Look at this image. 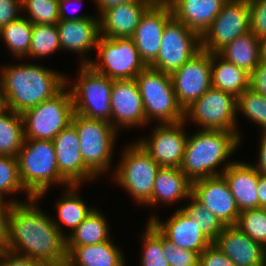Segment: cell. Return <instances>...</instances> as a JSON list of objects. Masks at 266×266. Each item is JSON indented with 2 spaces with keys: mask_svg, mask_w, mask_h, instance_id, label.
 Listing matches in <instances>:
<instances>
[{
  "mask_svg": "<svg viewBox=\"0 0 266 266\" xmlns=\"http://www.w3.org/2000/svg\"><path fill=\"white\" fill-rule=\"evenodd\" d=\"M33 197L13 203L9 214L6 250L41 261L44 265H66V237L53 218L37 205Z\"/></svg>",
  "mask_w": 266,
  "mask_h": 266,
  "instance_id": "1",
  "label": "cell"
},
{
  "mask_svg": "<svg viewBox=\"0 0 266 266\" xmlns=\"http://www.w3.org/2000/svg\"><path fill=\"white\" fill-rule=\"evenodd\" d=\"M0 73L7 108L18 114L52 98L66 86V75L33 63L4 65Z\"/></svg>",
  "mask_w": 266,
  "mask_h": 266,
  "instance_id": "2",
  "label": "cell"
},
{
  "mask_svg": "<svg viewBox=\"0 0 266 266\" xmlns=\"http://www.w3.org/2000/svg\"><path fill=\"white\" fill-rule=\"evenodd\" d=\"M240 139L239 132L200 129L188 136L179 168L191 182L222 175L224 170L235 162L229 161L228 158L240 146ZM222 163L226 164L221 171H217Z\"/></svg>",
  "mask_w": 266,
  "mask_h": 266,
  "instance_id": "3",
  "label": "cell"
},
{
  "mask_svg": "<svg viewBox=\"0 0 266 266\" xmlns=\"http://www.w3.org/2000/svg\"><path fill=\"white\" fill-rule=\"evenodd\" d=\"M17 159L21 183L32 197L43 198L53 184L69 186L59 174L52 140L25 139Z\"/></svg>",
  "mask_w": 266,
  "mask_h": 266,
  "instance_id": "4",
  "label": "cell"
},
{
  "mask_svg": "<svg viewBox=\"0 0 266 266\" xmlns=\"http://www.w3.org/2000/svg\"><path fill=\"white\" fill-rule=\"evenodd\" d=\"M135 81L143 101L147 124L158 120V124L184 121V110L177 101L170 74L146 67Z\"/></svg>",
  "mask_w": 266,
  "mask_h": 266,
  "instance_id": "5",
  "label": "cell"
},
{
  "mask_svg": "<svg viewBox=\"0 0 266 266\" xmlns=\"http://www.w3.org/2000/svg\"><path fill=\"white\" fill-rule=\"evenodd\" d=\"M71 124L80 140L85 167L97 178L110 169L118 131L110 122L89 119L73 113Z\"/></svg>",
  "mask_w": 266,
  "mask_h": 266,
  "instance_id": "6",
  "label": "cell"
},
{
  "mask_svg": "<svg viewBox=\"0 0 266 266\" xmlns=\"http://www.w3.org/2000/svg\"><path fill=\"white\" fill-rule=\"evenodd\" d=\"M113 181L124 188L138 204L145 206L152 198L160 165L137 142L126 146Z\"/></svg>",
  "mask_w": 266,
  "mask_h": 266,
  "instance_id": "7",
  "label": "cell"
},
{
  "mask_svg": "<svg viewBox=\"0 0 266 266\" xmlns=\"http://www.w3.org/2000/svg\"><path fill=\"white\" fill-rule=\"evenodd\" d=\"M68 80L58 94L22 113L25 139L53 140L71 123L74 106Z\"/></svg>",
  "mask_w": 266,
  "mask_h": 266,
  "instance_id": "8",
  "label": "cell"
},
{
  "mask_svg": "<svg viewBox=\"0 0 266 266\" xmlns=\"http://www.w3.org/2000/svg\"><path fill=\"white\" fill-rule=\"evenodd\" d=\"M77 83L69 88L74 113L112 124L111 90L113 79L96 72L89 64L79 67ZM72 88V89H71Z\"/></svg>",
  "mask_w": 266,
  "mask_h": 266,
  "instance_id": "9",
  "label": "cell"
},
{
  "mask_svg": "<svg viewBox=\"0 0 266 266\" xmlns=\"http://www.w3.org/2000/svg\"><path fill=\"white\" fill-rule=\"evenodd\" d=\"M236 111L237 97L211 86L184 110V121L192 120L197 126H202L201 130L238 132Z\"/></svg>",
  "mask_w": 266,
  "mask_h": 266,
  "instance_id": "10",
  "label": "cell"
},
{
  "mask_svg": "<svg viewBox=\"0 0 266 266\" xmlns=\"http://www.w3.org/2000/svg\"><path fill=\"white\" fill-rule=\"evenodd\" d=\"M96 50L98 61L91 60L89 65L110 79H135L147 67L131 38L100 36Z\"/></svg>",
  "mask_w": 266,
  "mask_h": 266,
  "instance_id": "11",
  "label": "cell"
},
{
  "mask_svg": "<svg viewBox=\"0 0 266 266\" xmlns=\"http://www.w3.org/2000/svg\"><path fill=\"white\" fill-rule=\"evenodd\" d=\"M200 50V35L172 17L164 27L159 54L149 67L171 74Z\"/></svg>",
  "mask_w": 266,
  "mask_h": 266,
  "instance_id": "12",
  "label": "cell"
},
{
  "mask_svg": "<svg viewBox=\"0 0 266 266\" xmlns=\"http://www.w3.org/2000/svg\"><path fill=\"white\" fill-rule=\"evenodd\" d=\"M250 31L248 0H227L201 37V49L217 53L226 44Z\"/></svg>",
  "mask_w": 266,
  "mask_h": 266,
  "instance_id": "13",
  "label": "cell"
},
{
  "mask_svg": "<svg viewBox=\"0 0 266 266\" xmlns=\"http://www.w3.org/2000/svg\"><path fill=\"white\" fill-rule=\"evenodd\" d=\"M170 77L177 101L185 110L212 86L211 53L201 49Z\"/></svg>",
  "mask_w": 266,
  "mask_h": 266,
  "instance_id": "14",
  "label": "cell"
},
{
  "mask_svg": "<svg viewBox=\"0 0 266 266\" xmlns=\"http://www.w3.org/2000/svg\"><path fill=\"white\" fill-rule=\"evenodd\" d=\"M185 123V121H180L156 124L148 139L141 138L137 142L160 167L179 168L183 161L185 145L189 136L184 131Z\"/></svg>",
  "mask_w": 266,
  "mask_h": 266,
  "instance_id": "15",
  "label": "cell"
},
{
  "mask_svg": "<svg viewBox=\"0 0 266 266\" xmlns=\"http://www.w3.org/2000/svg\"><path fill=\"white\" fill-rule=\"evenodd\" d=\"M191 195L225 226L236 225L240 211L223 175L193 181Z\"/></svg>",
  "mask_w": 266,
  "mask_h": 266,
  "instance_id": "16",
  "label": "cell"
},
{
  "mask_svg": "<svg viewBox=\"0 0 266 266\" xmlns=\"http://www.w3.org/2000/svg\"><path fill=\"white\" fill-rule=\"evenodd\" d=\"M173 17L169 4L153 3L141 16L131 39L149 67L157 58L166 23Z\"/></svg>",
  "mask_w": 266,
  "mask_h": 266,
  "instance_id": "17",
  "label": "cell"
},
{
  "mask_svg": "<svg viewBox=\"0 0 266 266\" xmlns=\"http://www.w3.org/2000/svg\"><path fill=\"white\" fill-rule=\"evenodd\" d=\"M60 176L68 185H80L96 177L85 167L80 150V140L70 123L52 140Z\"/></svg>",
  "mask_w": 266,
  "mask_h": 266,
  "instance_id": "18",
  "label": "cell"
},
{
  "mask_svg": "<svg viewBox=\"0 0 266 266\" xmlns=\"http://www.w3.org/2000/svg\"><path fill=\"white\" fill-rule=\"evenodd\" d=\"M111 113L112 126L117 131L121 127L135 128L147 125L143 101L135 79L113 80Z\"/></svg>",
  "mask_w": 266,
  "mask_h": 266,
  "instance_id": "19",
  "label": "cell"
},
{
  "mask_svg": "<svg viewBox=\"0 0 266 266\" xmlns=\"http://www.w3.org/2000/svg\"><path fill=\"white\" fill-rule=\"evenodd\" d=\"M168 241L182 249L197 252L199 255L213 242L201 232L193 218L178 208L167 221L163 222L154 214L148 220Z\"/></svg>",
  "mask_w": 266,
  "mask_h": 266,
  "instance_id": "20",
  "label": "cell"
},
{
  "mask_svg": "<svg viewBox=\"0 0 266 266\" xmlns=\"http://www.w3.org/2000/svg\"><path fill=\"white\" fill-rule=\"evenodd\" d=\"M213 243L236 266H266V248L237 226H226Z\"/></svg>",
  "mask_w": 266,
  "mask_h": 266,
  "instance_id": "21",
  "label": "cell"
},
{
  "mask_svg": "<svg viewBox=\"0 0 266 266\" xmlns=\"http://www.w3.org/2000/svg\"><path fill=\"white\" fill-rule=\"evenodd\" d=\"M99 16L76 21L60 20L56 26L59 32L61 49L80 54L81 64H89L91 59H85L90 49H96L100 34Z\"/></svg>",
  "mask_w": 266,
  "mask_h": 266,
  "instance_id": "22",
  "label": "cell"
},
{
  "mask_svg": "<svg viewBox=\"0 0 266 266\" xmlns=\"http://www.w3.org/2000/svg\"><path fill=\"white\" fill-rule=\"evenodd\" d=\"M153 2H129L114 6L99 16L100 34L106 38H131L141 16Z\"/></svg>",
  "mask_w": 266,
  "mask_h": 266,
  "instance_id": "23",
  "label": "cell"
},
{
  "mask_svg": "<svg viewBox=\"0 0 266 266\" xmlns=\"http://www.w3.org/2000/svg\"><path fill=\"white\" fill-rule=\"evenodd\" d=\"M226 179L239 211L258 209L257 184L259 173L252 164L234 162L222 173Z\"/></svg>",
  "mask_w": 266,
  "mask_h": 266,
  "instance_id": "24",
  "label": "cell"
},
{
  "mask_svg": "<svg viewBox=\"0 0 266 266\" xmlns=\"http://www.w3.org/2000/svg\"><path fill=\"white\" fill-rule=\"evenodd\" d=\"M227 0H172L173 17L200 36L220 13Z\"/></svg>",
  "mask_w": 266,
  "mask_h": 266,
  "instance_id": "25",
  "label": "cell"
},
{
  "mask_svg": "<svg viewBox=\"0 0 266 266\" xmlns=\"http://www.w3.org/2000/svg\"><path fill=\"white\" fill-rule=\"evenodd\" d=\"M191 183L180 168L160 167L155 178L152 198L146 206H157L160 203L169 205L187 199L191 195Z\"/></svg>",
  "mask_w": 266,
  "mask_h": 266,
  "instance_id": "26",
  "label": "cell"
},
{
  "mask_svg": "<svg viewBox=\"0 0 266 266\" xmlns=\"http://www.w3.org/2000/svg\"><path fill=\"white\" fill-rule=\"evenodd\" d=\"M65 266H126L124 255L111 240L95 245L66 246Z\"/></svg>",
  "mask_w": 266,
  "mask_h": 266,
  "instance_id": "27",
  "label": "cell"
},
{
  "mask_svg": "<svg viewBox=\"0 0 266 266\" xmlns=\"http://www.w3.org/2000/svg\"><path fill=\"white\" fill-rule=\"evenodd\" d=\"M211 75L212 87L237 98L249 88L250 74L225 60L218 53H211Z\"/></svg>",
  "mask_w": 266,
  "mask_h": 266,
  "instance_id": "28",
  "label": "cell"
},
{
  "mask_svg": "<svg viewBox=\"0 0 266 266\" xmlns=\"http://www.w3.org/2000/svg\"><path fill=\"white\" fill-rule=\"evenodd\" d=\"M217 53L251 74L260 63L259 38L249 31L226 44Z\"/></svg>",
  "mask_w": 266,
  "mask_h": 266,
  "instance_id": "29",
  "label": "cell"
},
{
  "mask_svg": "<svg viewBox=\"0 0 266 266\" xmlns=\"http://www.w3.org/2000/svg\"><path fill=\"white\" fill-rule=\"evenodd\" d=\"M66 187L68 189L63 192L62 199L57 200L58 202L55 204L59 222L53 218V222L65 237L67 235L62 230V224L63 226L69 227L73 232L94 209L88 207L85 201L77 194L80 185H69Z\"/></svg>",
  "mask_w": 266,
  "mask_h": 266,
  "instance_id": "30",
  "label": "cell"
},
{
  "mask_svg": "<svg viewBox=\"0 0 266 266\" xmlns=\"http://www.w3.org/2000/svg\"><path fill=\"white\" fill-rule=\"evenodd\" d=\"M107 219L94 208L83 222L66 237V246L95 245L110 240ZM69 235V236H68Z\"/></svg>",
  "mask_w": 266,
  "mask_h": 266,
  "instance_id": "31",
  "label": "cell"
},
{
  "mask_svg": "<svg viewBox=\"0 0 266 266\" xmlns=\"http://www.w3.org/2000/svg\"><path fill=\"white\" fill-rule=\"evenodd\" d=\"M24 140L22 114L10 109L0 113V155L17 157Z\"/></svg>",
  "mask_w": 266,
  "mask_h": 266,
  "instance_id": "32",
  "label": "cell"
},
{
  "mask_svg": "<svg viewBox=\"0 0 266 266\" xmlns=\"http://www.w3.org/2000/svg\"><path fill=\"white\" fill-rule=\"evenodd\" d=\"M32 28L33 24L26 17L20 16L0 29V37L13 56L28 58Z\"/></svg>",
  "mask_w": 266,
  "mask_h": 266,
  "instance_id": "33",
  "label": "cell"
},
{
  "mask_svg": "<svg viewBox=\"0 0 266 266\" xmlns=\"http://www.w3.org/2000/svg\"><path fill=\"white\" fill-rule=\"evenodd\" d=\"M61 50L58 28L55 25L33 24L28 57L40 59Z\"/></svg>",
  "mask_w": 266,
  "mask_h": 266,
  "instance_id": "34",
  "label": "cell"
},
{
  "mask_svg": "<svg viewBox=\"0 0 266 266\" xmlns=\"http://www.w3.org/2000/svg\"><path fill=\"white\" fill-rule=\"evenodd\" d=\"M187 205L180 207L187 216L193 218L199 225L200 230L204 235L214 242L217 236L226 227L219 218L210 212L205 206H203L198 200L192 195L188 197Z\"/></svg>",
  "mask_w": 266,
  "mask_h": 266,
  "instance_id": "35",
  "label": "cell"
},
{
  "mask_svg": "<svg viewBox=\"0 0 266 266\" xmlns=\"http://www.w3.org/2000/svg\"><path fill=\"white\" fill-rule=\"evenodd\" d=\"M237 111L241 112L250 121L259 125L261 133H266V97L246 89L237 98Z\"/></svg>",
  "mask_w": 266,
  "mask_h": 266,
  "instance_id": "36",
  "label": "cell"
},
{
  "mask_svg": "<svg viewBox=\"0 0 266 266\" xmlns=\"http://www.w3.org/2000/svg\"><path fill=\"white\" fill-rule=\"evenodd\" d=\"M22 10L32 24L55 25L60 21L59 0H22Z\"/></svg>",
  "mask_w": 266,
  "mask_h": 266,
  "instance_id": "37",
  "label": "cell"
},
{
  "mask_svg": "<svg viewBox=\"0 0 266 266\" xmlns=\"http://www.w3.org/2000/svg\"><path fill=\"white\" fill-rule=\"evenodd\" d=\"M235 226L266 248V209L258 208L241 211Z\"/></svg>",
  "mask_w": 266,
  "mask_h": 266,
  "instance_id": "38",
  "label": "cell"
},
{
  "mask_svg": "<svg viewBox=\"0 0 266 266\" xmlns=\"http://www.w3.org/2000/svg\"><path fill=\"white\" fill-rule=\"evenodd\" d=\"M146 224L145 233L141 234L144 251L140 266H170L163 255L162 235L150 222Z\"/></svg>",
  "mask_w": 266,
  "mask_h": 266,
  "instance_id": "39",
  "label": "cell"
},
{
  "mask_svg": "<svg viewBox=\"0 0 266 266\" xmlns=\"http://www.w3.org/2000/svg\"><path fill=\"white\" fill-rule=\"evenodd\" d=\"M22 190L27 193V200L33 198L21 183L17 157L0 155V199L4 200L5 194H14Z\"/></svg>",
  "mask_w": 266,
  "mask_h": 266,
  "instance_id": "40",
  "label": "cell"
},
{
  "mask_svg": "<svg viewBox=\"0 0 266 266\" xmlns=\"http://www.w3.org/2000/svg\"><path fill=\"white\" fill-rule=\"evenodd\" d=\"M163 255L170 266H198L199 254L182 249L162 236Z\"/></svg>",
  "mask_w": 266,
  "mask_h": 266,
  "instance_id": "41",
  "label": "cell"
},
{
  "mask_svg": "<svg viewBox=\"0 0 266 266\" xmlns=\"http://www.w3.org/2000/svg\"><path fill=\"white\" fill-rule=\"evenodd\" d=\"M250 31L258 38L266 35V0H248Z\"/></svg>",
  "mask_w": 266,
  "mask_h": 266,
  "instance_id": "42",
  "label": "cell"
},
{
  "mask_svg": "<svg viewBox=\"0 0 266 266\" xmlns=\"http://www.w3.org/2000/svg\"><path fill=\"white\" fill-rule=\"evenodd\" d=\"M198 266H236L234 262L212 243L200 255Z\"/></svg>",
  "mask_w": 266,
  "mask_h": 266,
  "instance_id": "43",
  "label": "cell"
},
{
  "mask_svg": "<svg viewBox=\"0 0 266 266\" xmlns=\"http://www.w3.org/2000/svg\"><path fill=\"white\" fill-rule=\"evenodd\" d=\"M23 201L8 200V202L0 199V251L6 250L8 242L9 214L13 203H21Z\"/></svg>",
  "mask_w": 266,
  "mask_h": 266,
  "instance_id": "44",
  "label": "cell"
},
{
  "mask_svg": "<svg viewBox=\"0 0 266 266\" xmlns=\"http://www.w3.org/2000/svg\"><path fill=\"white\" fill-rule=\"evenodd\" d=\"M22 0H0V29L21 16Z\"/></svg>",
  "mask_w": 266,
  "mask_h": 266,
  "instance_id": "45",
  "label": "cell"
},
{
  "mask_svg": "<svg viewBox=\"0 0 266 266\" xmlns=\"http://www.w3.org/2000/svg\"><path fill=\"white\" fill-rule=\"evenodd\" d=\"M0 266H44V264L26 256L11 251H0Z\"/></svg>",
  "mask_w": 266,
  "mask_h": 266,
  "instance_id": "46",
  "label": "cell"
},
{
  "mask_svg": "<svg viewBox=\"0 0 266 266\" xmlns=\"http://www.w3.org/2000/svg\"><path fill=\"white\" fill-rule=\"evenodd\" d=\"M249 88L266 97V62L260 60L250 74Z\"/></svg>",
  "mask_w": 266,
  "mask_h": 266,
  "instance_id": "47",
  "label": "cell"
},
{
  "mask_svg": "<svg viewBox=\"0 0 266 266\" xmlns=\"http://www.w3.org/2000/svg\"><path fill=\"white\" fill-rule=\"evenodd\" d=\"M78 1L80 2L81 0H59V18H60V20L76 21V20H82L85 18H95V16L93 17L92 15L91 16L90 15L89 16L88 15H85V16L79 15L78 16L77 14L68 15L69 13L67 10H68L70 4H72V2L77 3ZM75 6H77V5H75ZM75 8H77V7H75Z\"/></svg>",
  "mask_w": 266,
  "mask_h": 266,
  "instance_id": "48",
  "label": "cell"
},
{
  "mask_svg": "<svg viewBox=\"0 0 266 266\" xmlns=\"http://www.w3.org/2000/svg\"><path fill=\"white\" fill-rule=\"evenodd\" d=\"M260 146H259V159L257 165L252 166L256 169L259 174L266 175V133L261 134Z\"/></svg>",
  "mask_w": 266,
  "mask_h": 266,
  "instance_id": "49",
  "label": "cell"
},
{
  "mask_svg": "<svg viewBox=\"0 0 266 266\" xmlns=\"http://www.w3.org/2000/svg\"><path fill=\"white\" fill-rule=\"evenodd\" d=\"M129 2H152L151 0H94L97 5V10H99L98 15H101L104 11L111 7L118 6L120 4H125Z\"/></svg>",
  "mask_w": 266,
  "mask_h": 266,
  "instance_id": "50",
  "label": "cell"
},
{
  "mask_svg": "<svg viewBox=\"0 0 266 266\" xmlns=\"http://www.w3.org/2000/svg\"><path fill=\"white\" fill-rule=\"evenodd\" d=\"M259 208L266 209V175H259L257 184Z\"/></svg>",
  "mask_w": 266,
  "mask_h": 266,
  "instance_id": "51",
  "label": "cell"
},
{
  "mask_svg": "<svg viewBox=\"0 0 266 266\" xmlns=\"http://www.w3.org/2000/svg\"><path fill=\"white\" fill-rule=\"evenodd\" d=\"M260 60L266 62V35L259 38Z\"/></svg>",
  "mask_w": 266,
  "mask_h": 266,
  "instance_id": "52",
  "label": "cell"
},
{
  "mask_svg": "<svg viewBox=\"0 0 266 266\" xmlns=\"http://www.w3.org/2000/svg\"><path fill=\"white\" fill-rule=\"evenodd\" d=\"M7 100L5 96V92L3 90V85L0 79V113L7 110Z\"/></svg>",
  "mask_w": 266,
  "mask_h": 266,
  "instance_id": "53",
  "label": "cell"
},
{
  "mask_svg": "<svg viewBox=\"0 0 266 266\" xmlns=\"http://www.w3.org/2000/svg\"><path fill=\"white\" fill-rule=\"evenodd\" d=\"M153 3L169 4L172 0H151Z\"/></svg>",
  "mask_w": 266,
  "mask_h": 266,
  "instance_id": "54",
  "label": "cell"
},
{
  "mask_svg": "<svg viewBox=\"0 0 266 266\" xmlns=\"http://www.w3.org/2000/svg\"><path fill=\"white\" fill-rule=\"evenodd\" d=\"M44 266H65V265H44Z\"/></svg>",
  "mask_w": 266,
  "mask_h": 266,
  "instance_id": "55",
  "label": "cell"
}]
</instances>
